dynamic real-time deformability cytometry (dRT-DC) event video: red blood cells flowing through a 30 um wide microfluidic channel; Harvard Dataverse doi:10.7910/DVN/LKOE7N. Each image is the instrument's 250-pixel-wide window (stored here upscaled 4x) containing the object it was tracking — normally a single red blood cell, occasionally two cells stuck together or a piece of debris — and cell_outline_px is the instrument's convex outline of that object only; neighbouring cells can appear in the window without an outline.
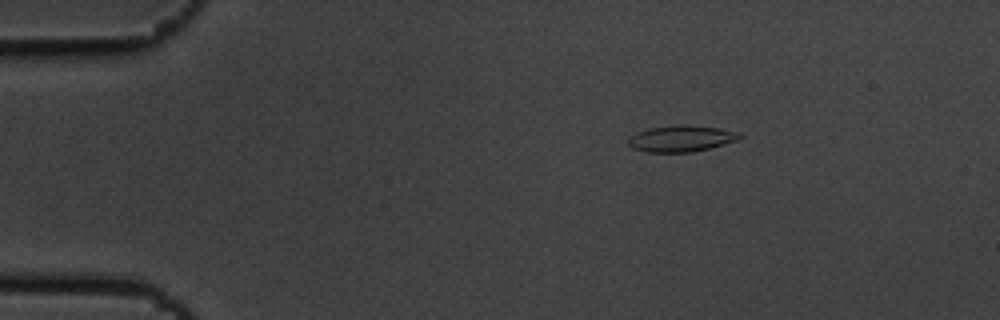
{"species": "common noctule bat (a hibernating species)", "species_latin": "Nyctalus noctula", "temperature_condition": "cold", "stored_images_in_passage": 5, "camera_frame_rate_fps": 3000, "um_per_image_px": 0.085, "animal": {"sex": "male", "body_mass_g": 19.5, "forearm_length_mm": 54.6}, "frame": {"image": 1, "passage_image": 3, "time_ms": 0.667, "image_size_px": [1000, 320], "cell_outline_px": [[744, 136], [736, 140], [708, 148], [692, 152], [644, 152], [632, 148], [628, 144], [628, 140], [636, 132], [648, 128], [672, 124], [688, 124], [720, 128], [740, 132]], "centroid_in_image_um": [57.89, 11.75], "position_along_channel_um": 27.1, "area_um2": 17.28}}